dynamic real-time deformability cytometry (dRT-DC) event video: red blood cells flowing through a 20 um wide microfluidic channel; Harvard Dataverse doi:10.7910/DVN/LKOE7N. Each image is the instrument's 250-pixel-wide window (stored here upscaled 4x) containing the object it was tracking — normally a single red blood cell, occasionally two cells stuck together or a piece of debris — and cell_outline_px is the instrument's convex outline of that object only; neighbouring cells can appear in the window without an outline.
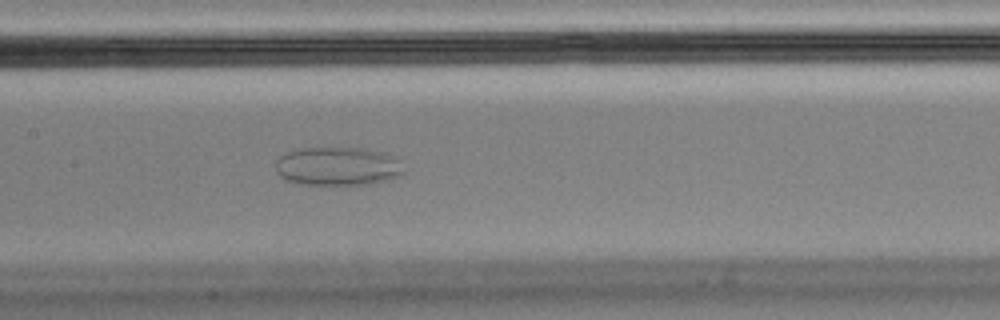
{"species": "Egyptian fruit bat (a non-hibernating species)", "species_latin": "Rousettus aegyptiacus", "temperature_condition": "cold", "stored_images_in_passage": 56, "camera_frame_rate_fps": 3000, "um_per_image_px": 0.085, "animal": {"sex": "male"}, "frame": {"image": 1, "passage_image": 26, "time_ms": 8.333, "image_size_px": [1000, 320], "cell_outline_px": [[404, 172], [388, 180], [368, 184], [304, 184], [288, 180], [280, 176], [276, 172], [276, 160], [280, 156], [288, 152], [304, 148], [364, 148], [380, 152], [392, 156], [396, 160]], "centroid_in_image_um": [28.66, 14.13], "position_along_channel_um": 178.7, "area_um2": 28.26}}
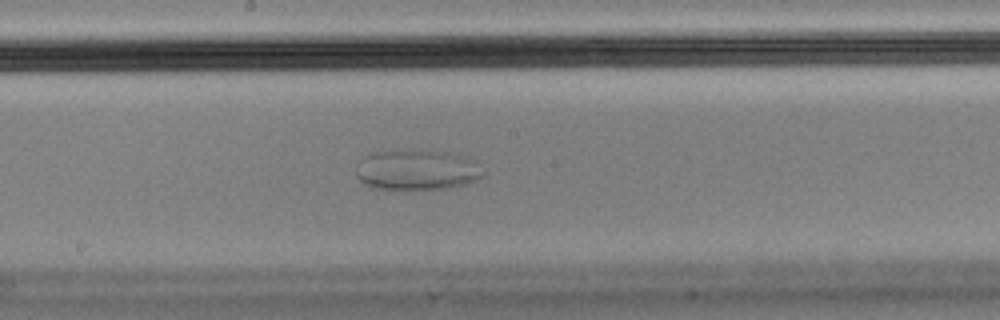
{"frame": {"image": 2, "passage_image": 29, "time_ms": 9.333, "image_size_px": [1000, 320], "cell_outline_px": [[484, 176], [476, 180], [464, 184], [448, 188], [372, 188], [364, 184], [356, 176], [356, 164], [364, 156], [376, 152], [392, 148], [444, 152], [460, 156], [484, 172]], "centroid_in_image_um": [35.31, 14.42], "position_along_channel_um": 212.9, "area_um2": 29.42}}